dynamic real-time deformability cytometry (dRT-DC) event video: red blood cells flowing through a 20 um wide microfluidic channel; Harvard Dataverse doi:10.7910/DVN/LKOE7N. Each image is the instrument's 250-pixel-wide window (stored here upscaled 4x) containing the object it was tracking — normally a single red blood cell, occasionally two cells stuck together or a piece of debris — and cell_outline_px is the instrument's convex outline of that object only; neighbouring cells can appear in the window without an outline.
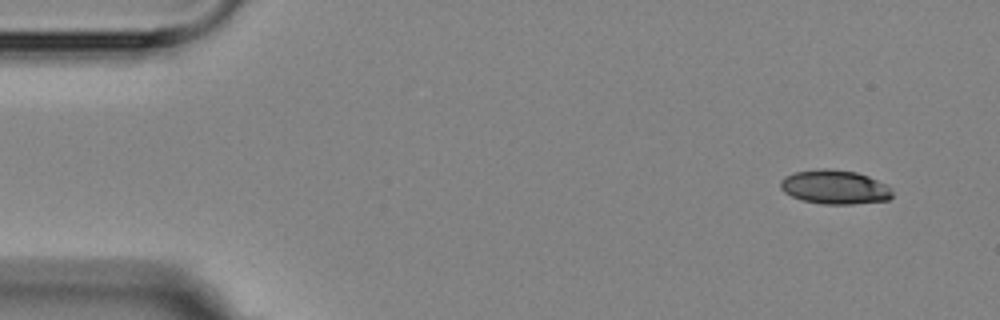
{"species": "Egyptian fruit bat (a non-hibernating species)", "species_latin": "Rousettus aegyptiacus", "temperature_condition": "room temperature", "stored_images_in_passage": 9, "camera_frame_rate_fps": 3000, "um_per_image_px": 0.085, "animal": {"sex": "female"}, "frame": {"image": 1, "passage_image": 1, "time_ms": 0.0, "image_size_px": [1000, 320], "cell_outline_px": [[892, 196], [888, 200], [852, 204], [824, 204], [804, 200], [792, 196], [784, 192], [780, 188], [780, 180], [784, 176], [796, 172], [820, 168], [828, 168], [856, 172], [868, 176], [892, 188]], "centroid_in_image_um": [70.94, 15.89], "position_along_channel_um": 14.1, "area_um2": 22.14}}
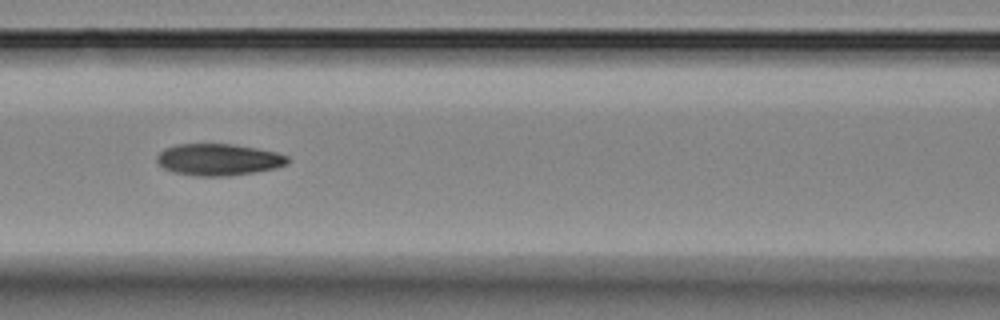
{"frame": {"image": 2, "passage_image": 6, "time_ms": 6.667, "image_size_px": [1000, 320], "cell_outline_px": [[288, 164], [276, 168], [228, 176], [196, 176], [172, 172], [164, 168], [156, 160], [156, 156], [164, 148], [176, 144], [232, 144], [256, 148], [276, 152], [288, 156]], "centroid_in_image_um": [18.55, 13.56], "position_along_channel_um": 148.0, "area_um2": 24.16}}
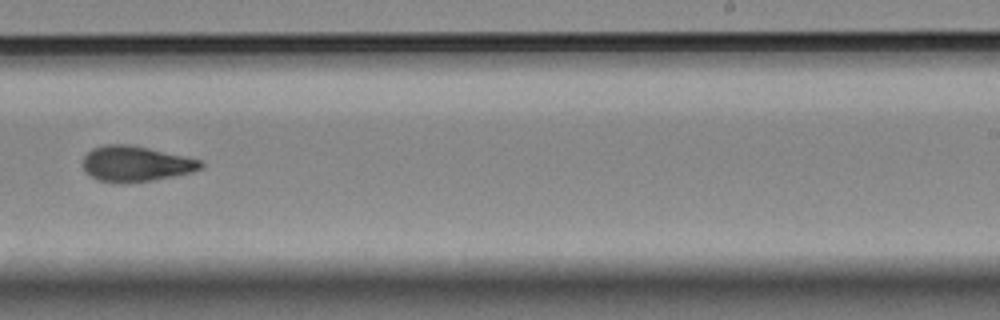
{"frame": {"image": 3, "passage_image": 9, "time_ms": 10.333, "image_size_px": [1000, 320], "cell_outline_px": [[204, 168], [192, 172], [152, 180], [120, 184], [96, 180], [84, 172], [84, 156], [92, 148], [104, 144], [132, 144], [184, 156], [200, 160], [204, 164]], "centroid_in_image_um": [11.51, 13.92], "position_along_channel_um": 277.5, "area_um2": 24.62}}